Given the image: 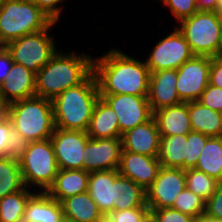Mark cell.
<instances>
[{"label":"cell","instance_id":"1","mask_svg":"<svg viewBox=\"0 0 222 222\" xmlns=\"http://www.w3.org/2000/svg\"><path fill=\"white\" fill-rule=\"evenodd\" d=\"M99 94L148 96L150 70L144 60L133 58L119 48L93 58Z\"/></svg>","mask_w":222,"mask_h":222},{"label":"cell","instance_id":"2","mask_svg":"<svg viewBox=\"0 0 222 222\" xmlns=\"http://www.w3.org/2000/svg\"><path fill=\"white\" fill-rule=\"evenodd\" d=\"M58 50L36 73V96L53 100L66 89L82 83L93 72V57Z\"/></svg>","mask_w":222,"mask_h":222},{"label":"cell","instance_id":"3","mask_svg":"<svg viewBox=\"0 0 222 222\" xmlns=\"http://www.w3.org/2000/svg\"><path fill=\"white\" fill-rule=\"evenodd\" d=\"M99 98L97 79L92 72L82 83L66 89L52 100L55 127L86 132Z\"/></svg>","mask_w":222,"mask_h":222},{"label":"cell","instance_id":"4","mask_svg":"<svg viewBox=\"0 0 222 222\" xmlns=\"http://www.w3.org/2000/svg\"><path fill=\"white\" fill-rule=\"evenodd\" d=\"M7 117L30 142L51 138L56 128L52 100L36 95L8 104Z\"/></svg>","mask_w":222,"mask_h":222},{"label":"cell","instance_id":"5","mask_svg":"<svg viewBox=\"0 0 222 222\" xmlns=\"http://www.w3.org/2000/svg\"><path fill=\"white\" fill-rule=\"evenodd\" d=\"M54 21L27 0H6L0 5V46L47 29Z\"/></svg>","mask_w":222,"mask_h":222},{"label":"cell","instance_id":"6","mask_svg":"<svg viewBox=\"0 0 222 222\" xmlns=\"http://www.w3.org/2000/svg\"><path fill=\"white\" fill-rule=\"evenodd\" d=\"M177 24L194 55L220 56L222 35L216 12L198 11Z\"/></svg>","mask_w":222,"mask_h":222},{"label":"cell","instance_id":"7","mask_svg":"<svg viewBox=\"0 0 222 222\" xmlns=\"http://www.w3.org/2000/svg\"><path fill=\"white\" fill-rule=\"evenodd\" d=\"M19 163L25 186L39 192L48 191L59 170L50 138L30 142Z\"/></svg>","mask_w":222,"mask_h":222},{"label":"cell","instance_id":"8","mask_svg":"<svg viewBox=\"0 0 222 222\" xmlns=\"http://www.w3.org/2000/svg\"><path fill=\"white\" fill-rule=\"evenodd\" d=\"M57 22L47 29L22 36L7 43L4 47L10 53L14 63L22 64L37 73L58 51L55 37L49 34Z\"/></svg>","mask_w":222,"mask_h":222},{"label":"cell","instance_id":"9","mask_svg":"<svg viewBox=\"0 0 222 222\" xmlns=\"http://www.w3.org/2000/svg\"><path fill=\"white\" fill-rule=\"evenodd\" d=\"M173 32L160 39L144 61L150 72L178 69L194 54L183 34L176 26Z\"/></svg>","mask_w":222,"mask_h":222},{"label":"cell","instance_id":"10","mask_svg":"<svg viewBox=\"0 0 222 222\" xmlns=\"http://www.w3.org/2000/svg\"><path fill=\"white\" fill-rule=\"evenodd\" d=\"M100 98L115 111L121 135L153 117L148 96L100 94Z\"/></svg>","mask_w":222,"mask_h":222},{"label":"cell","instance_id":"11","mask_svg":"<svg viewBox=\"0 0 222 222\" xmlns=\"http://www.w3.org/2000/svg\"><path fill=\"white\" fill-rule=\"evenodd\" d=\"M211 57L194 55L177 69L176 89L182 102L198 101L209 84Z\"/></svg>","mask_w":222,"mask_h":222},{"label":"cell","instance_id":"12","mask_svg":"<svg viewBox=\"0 0 222 222\" xmlns=\"http://www.w3.org/2000/svg\"><path fill=\"white\" fill-rule=\"evenodd\" d=\"M185 188V170L161 166L157 178L146 189V204L149 209L171 208Z\"/></svg>","mask_w":222,"mask_h":222},{"label":"cell","instance_id":"13","mask_svg":"<svg viewBox=\"0 0 222 222\" xmlns=\"http://www.w3.org/2000/svg\"><path fill=\"white\" fill-rule=\"evenodd\" d=\"M90 137L85 131L55 128L50 140L59 169H83L85 145Z\"/></svg>","mask_w":222,"mask_h":222},{"label":"cell","instance_id":"14","mask_svg":"<svg viewBox=\"0 0 222 222\" xmlns=\"http://www.w3.org/2000/svg\"><path fill=\"white\" fill-rule=\"evenodd\" d=\"M122 151L121 138H89L85 149L83 170L87 172L117 170Z\"/></svg>","mask_w":222,"mask_h":222},{"label":"cell","instance_id":"15","mask_svg":"<svg viewBox=\"0 0 222 222\" xmlns=\"http://www.w3.org/2000/svg\"><path fill=\"white\" fill-rule=\"evenodd\" d=\"M160 168L158 157L121 151L119 174L131 179L145 190L155 181Z\"/></svg>","mask_w":222,"mask_h":222},{"label":"cell","instance_id":"16","mask_svg":"<svg viewBox=\"0 0 222 222\" xmlns=\"http://www.w3.org/2000/svg\"><path fill=\"white\" fill-rule=\"evenodd\" d=\"M177 69L150 72L148 102L152 112L182 103L176 89Z\"/></svg>","mask_w":222,"mask_h":222},{"label":"cell","instance_id":"17","mask_svg":"<svg viewBox=\"0 0 222 222\" xmlns=\"http://www.w3.org/2000/svg\"><path fill=\"white\" fill-rule=\"evenodd\" d=\"M35 88L36 73L22 64L13 63L9 74L0 84V95L3 102L8 105L35 96Z\"/></svg>","mask_w":222,"mask_h":222},{"label":"cell","instance_id":"18","mask_svg":"<svg viewBox=\"0 0 222 222\" xmlns=\"http://www.w3.org/2000/svg\"><path fill=\"white\" fill-rule=\"evenodd\" d=\"M160 137L157 123L152 117L149 121L122 134V150L157 157Z\"/></svg>","mask_w":222,"mask_h":222},{"label":"cell","instance_id":"19","mask_svg":"<svg viewBox=\"0 0 222 222\" xmlns=\"http://www.w3.org/2000/svg\"><path fill=\"white\" fill-rule=\"evenodd\" d=\"M153 117L160 136L187 135L192 131L188 102L158 109Z\"/></svg>","mask_w":222,"mask_h":222},{"label":"cell","instance_id":"20","mask_svg":"<svg viewBox=\"0 0 222 222\" xmlns=\"http://www.w3.org/2000/svg\"><path fill=\"white\" fill-rule=\"evenodd\" d=\"M61 203L47 192L35 191L28 199L22 222H62Z\"/></svg>","mask_w":222,"mask_h":222},{"label":"cell","instance_id":"21","mask_svg":"<svg viewBox=\"0 0 222 222\" xmlns=\"http://www.w3.org/2000/svg\"><path fill=\"white\" fill-rule=\"evenodd\" d=\"M90 173L83 169H59L47 193L55 200H62L88 191Z\"/></svg>","mask_w":222,"mask_h":222},{"label":"cell","instance_id":"22","mask_svg":"<svg viewBox=\"0 0 222 222\" xmlns=\"http://www.w3.org/2000/svg\"><path fill=\"white\" fill-rule=\"evenodd\" d=\"M86 133L92 139L122 137L115 111L102 98L96 102Z\"/></svg>","mask_w":222,"mask_h":222},{"label":"cell","instance_id":"23","mask_svg":"<svg viewBox=\"0 0 222 222\" xmlns=\"http://www.w3.org/2000/svg\"><path fill=\"white\" fill-rule=\"evenodd\" d=\"M113 211L148 207L146 190L131 179L118 175L112 185Z\"/></svg>","mask_w":222,"mask_h":222},{"label":"cell","instance_id":"24","mask_svg":"<svg viewBox=\"0 0 222 222\" xmlns=\"http://www.w3.org/2000/svg\"><path fill=\"white\" fill-rule=\"evenodd\" d=\"M118 175V169L90 172L87 192L103 215L113 212L112 185Z\"/></svg>","mask_w":222,"mask_h":222},{"label":"cell","instance_id":"25","mask_svg":"<svg viewBox=\"0 0 222 222\" xmlns=\"http://www.w3.org/2000/svg\"><path fill=\"white\" fill-rule=\"evenodd\" d=\"M60 203L64 218L74 222H98L103 216L88 192L68 197Z\"/></svg>","mask_w":222,"mask_h":222},{"label":"cell","instance_id":"26","mask_svg":"<svg viewBox=\"0 0 222 222\" xmlns=\"http://www.w3.org/2000/svg\"><path fill=\"white\" fill-rule=\"evenodd\" d=\"M192 131L209 137L222 136V113L203 106L198 101L188 102Z\"/></svg>","mask_w":222,"mask_h":222},{"label":"cell","instance_id":"27","mask_svg":"<svg viewBox=\"0 0 222 222\" xmlns=\"http://www.w3.org/2000/svg\"><path fill=\"white\" fill-rule=\"evenodd\" d=\"M187 150V135L161 136L158 160L161 166L184 170Z\"/></svg>","mask_w":222,"mask_h":222},{"label":"cell","instance_id":"28","mask_svg":"<svg viewBox=\"0 0 222 222\" xmlns=\"http://www.w3.org/2000/svg\"><path fill=\"white\" fill-rule=\"evenodd\" d=\"M195 169L222 182V136L206 141Z\"/></svg>","mask_w":222,"mask_h":222},{"label":"cell","instance_id":"29","mask_svg":"<svg viewBox=\"0 0 222 222\" xmlns=\"http://www.w3.org/2000/svg\"><path fill=\"white\" fill-rule=\"evenodd\" d=\"M25 188L20 163L0 157V199Z\"/></svg>","mask_w":222,"mask_h":222},{"label":"cell","instance_id":"30","mask_svg":"<svg viewBox=\"0 0 222 222\" xmlns=\"http://www.w3.org/2000/svg\"><path fill=\"white\" fill-rule=\"evenodd\" d=\"M35 191L25 188L0 199V222H22L26 203Z\"/></svg>","mask_w":222,"mask_h":222},{"label":"cell","instance_id":"31","mask_svg":"<svg viewBox=\"0 0 222 222\" xmlns=\"http://www.w3.org/2000/svg\"><path fill=\"white\" fill-rule=\"evenodd\" d=\"M185 178L186 188L201 197L205 202L212 196L220 184L217 179L195 168L185 170Z\"/></svg>","mask_w":222,"mask_h":222},{"label":"cell","instance_id":"32","mask_svg":"<svg viewBox=\"0 0 222 222\" xmlns=\"http://www.w3.org/2000/svg\"><path fill=\"white\" fill-rule=\"evenodd\" d=\"M206 202L192 191L185 188L176 196L171 208L199 219L205 213Z\"/></svg>","mask_w":222,"mask_h":222},{"label":"cell","instance_id":"33","mask_svg":"<svg viewBox=\"0 0 222 222\" xmlns=\"http://www.w3.org/2000/svg\"><path fill=\"white\" fill-rule=\"evenodd\" d=\"M210 137L200 132L191 131L187 134V150L184 157V170L194 169L206 141Z\"/></svg>","mask_w":222,"mask_h":222},{"label":"cell","instance_id":"34","mask_svg":"<svg viewBox=\"0 0 222 222\" xmlns=\"http://www.w3.org/2000/svg\"><path fill=\"white\" fill-rule=\"evenodd\" d=\"M163 4L164 7L170 10L171 16L175 18V23L180 20L192 16L198 12L195 0H157Z\"/></svg>","mask_w":222,"mask_h":222},{"label":"cell","instance_id":"35","mask_svg":"<svg viewBox=\"0 0 222 222\" xmlns=\"http://www.w3.org/2000/svg\"><path fill=\"white\" fill-rule=\"evenodd\" d=\"M9 141L5 148L6 157L10 160L20 162L29 147L30 141L25 139L20 132L13 129L9 134Z\"/></svg>","mask_w":222,"mask_h":222},{"label":"cell","instance_id":"36","mask_svg":"<svg viewBox=\"0 0 222 222\" xmlns=\"http://www.w3.org/2000/svg\"><path fill=\"white\" fill-rule=\"evenodd\" d=\"M198 102L205 107L222 113V88L208 84Z\"/></svg>","mask_w":222,"mask_h":222},{"label":"cell","instance_id":"37","mask_svg":"<svg viewBox=\"0 0 222 222\" xmlns=\"http://www.w3.org/2000/svg\"><path fill=\"white\" fill-rule=\"evenodd\" d=\"M159 222H196V218L191 215L181 213L173 208L150 209Z\"/></svg>","mask_w":222,"mask_h":222},{"label":"cell","instance_id":"38","mask_svg":"<svg viewBox=\"0 0 222 222\" xmlns=\"http://www.w3.org/2000/svg\"><path fill=\"white\" fill-rule=\"evenodd\" d=\"M149 207H137L128 210L113 211L109 216L114 222H142Z\"/></svg>","mask_w":222,"mask_h":222},{"label":"cell","instance_id":"39","mask_svg":"<svg viewBox=\"0 0 222 222\" xmlns=\"http://www.w3.org/2000/svg\"><path fill=\"white\" fill-rule=\"evenodd\" d=\"M36 6H38L49 18L54 22L60 21V16L62 14L64 0H27Z\"/></svg>","mask_w":222,"mask_h":222},{"label":"cell","instance_id":"40","mask_svg":"<svg viewBox=\"0 0 222 222\" xmlns=\"http://www.w3.org/2000/svg\"><path fill=\"white\" fill-rule=\"evenodd\" d=\"M204 214L222 220V182L206 201Z\"/></svg>","mask_w":222,"mask_h":222},{"label":"cell","instance_id":"41","mask_svg":"<svg viewBox=\"0 0 222 222\" xmlns=\"http://www.w3.org/2000/svg\"><path fill=\"white\" fill-rule=\"evenodd\" d=\"M209 84L222 88V58L220 56L211 57Z\"/></svg>","mask_w":222,"mask_h":222},{"label":"cell","instance_id":"42","mask_svg":"<svg viewBox=\"0 0 222 222\" xmlns=\"http://www.w3.org/2000/svg\"><path fill=\"white\" fill-rule=\"evenodd\" d=\"M11 120L6 116L0 121V157H5V148L9 141L8 134L13 130Z\"/></svg>","mask_w":222,"mask_h":222},{"label":"cell","instance_id":"43","mask_svg":"<svg viewBox=\"0 0 222 222\" xmlns=\"http://www.w3.org/2000/svg\"><path fill=\"white\" fill-rule=\"evenodd\" d=\"M10 53L4 46H0V84L5 80L13 65Z\"/></svg>","mask_w":222,"mask_h":222},{"label":"cell","instance_id":"44","mask_svg":"<svg viewBox=\"0 0 222 222\" xmlns=\"http://www.w3.org/2000/svg\"><path fill=\"white\" fill-rule=\"evenodd\" d=\"M198 11L216 12L218 9V0H195Z\"/></svg>","mask_w":222,"mask_h":222},{"label":"cell","instance_id":"45","mask_svg":"<svg viewBox=\"0 0 222 222\" xmlns=\"http://www.w3.org/2000/svg\"><path fill=\"white\" fill-rule=\"evenodd\" d=\"M142 222H159V221H158L156 215H155L151 210H149V211L145 214Z\"/></svg>","mask_w":222,"mask_h":222},{"label":"cell","instance_id":"46","mask_svg":"<svg viewBox=\"0 0 222 222\" xmlns=\"http://www.w3.org/2000/svg\"><path fill=\"white\" fill-rule=\"evenodd\" d=\"M196 222H222V220L203 214Z\"/></svg>","mask_w":222,"mask_h":222},{"label":"cell","instance_id":"47","mask_svg":"<svg viewBox=\"0 0 222 222\" xmlns=\"http://www.w3.org/2000/svg\"><path fill=\"white\" fill-rule=\"evenodd\" d=\"M216 14H217V17H218L220 30H221V35H222V9H217Z\"/></svg>","mask_w":222,"mask_h":222},{"label":"cell","instance_id":"48","mask_svg":"<svg viewBox=\"0 0 222 222\" xmlns=\"http://www.w3.org/2000/svg\"><path fill=\"white\" fill-rule=\"evenodd\" d=\"M98 222H114L109 215H103Z\"/></svg>","mask_w":222,"mask_h":222},{"label":"cell","instance_id":"49","mask_svg":"<svg viewBox=\"0 0 222 222\" xmlns=\"http://www.w3.org/2000/svg\"><path fill=\"white\" fill-rule=\"evenodd\" d=\"M0 111H7V105L3 102L0 95Z\"/></svg>","mask_w":222,"mask_h":222},{"label":"cell","instance_id":"50","mask_svg":"<svg viewBox=\"0 0 222 222\" xmlns=\"http://www.w3.org/2000/svg\"><path fill=\"white\" fill-rule=\"evenodd\" d=\"M7 116V111H0V121Z\"/></svg>","mask_w":222,"mask_h":222},{"label":"cell","instance_id":"51","mask_svg":"<svg viewBox=\"0 0 222 222\" xmlns=\"http://www.w3.org/2000/svg\"><path fill=\"white\" fill-rule=\"evenodd\" d=\"M218 9H222V0H218Z\"/></svg>","mask_w":222,"mask_h":222},{"label":"cell","instance_id":"52","mask_svg":"<svg viewBox=\"0 0 222 222\" xmlns=\"http://www.w3.org/2000/svg\"><path fill=\"white\" fill-rule=\"evenodd\" d=\"M62 222H74V221H71V220H68V219H65V218H64V219L62 220Z\"/></svg>","mask_w":222,"mask_h":222},{"label":"cell","instance_id":"53","mask_svg":"<svg viewBox=\"0 0 222 222\" xmlns=\"http://www.w3.org/2000/svg\"><path fill=\"white\" fill-rule=\"evenodd\" d=\"M6 0H0V5L3 4Z\"/></svg>","mask_w":222,"mask_h":222}]
</instances>
